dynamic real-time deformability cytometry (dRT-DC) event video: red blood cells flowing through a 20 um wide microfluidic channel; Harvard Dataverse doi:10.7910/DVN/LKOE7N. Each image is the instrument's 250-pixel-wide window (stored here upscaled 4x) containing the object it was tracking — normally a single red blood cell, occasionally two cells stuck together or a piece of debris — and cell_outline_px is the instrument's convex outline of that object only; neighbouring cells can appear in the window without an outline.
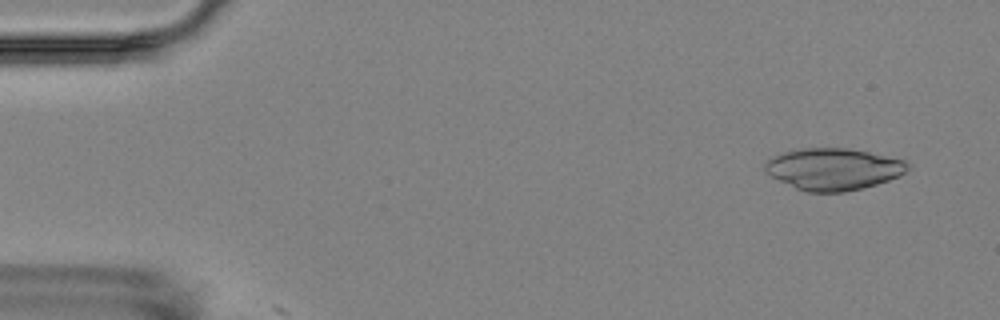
{"species": "Egyptian fruit bat (a non-hibernating species)", "species_latin": "Rousettus aegyptiacus", "temperature_condition": "room temperature", "stored_images_in_passage": 6, "camera_frame_rate_fps": 3000, "um_per_image_px": 0.085, "animal": {"sex": "female"}, "frame": {"image": 1, "passage_image": 2, "time_ms": 1.0, "image_size_px": [1000, 320], "cell_outline_px": [[908, 172], [900, 176], [864, 188], [844, 192], [808, 192], [796, 188], [764, 172], [764, 164], [768, 160], [784, 152], [804, 148], [848, 148], [868, 152], [904, 160], [908, 164]], "centroid_in_image_um": [70.86, 14.37], "position_along_channel_um": 14.1, "area_um2": 34.51}}